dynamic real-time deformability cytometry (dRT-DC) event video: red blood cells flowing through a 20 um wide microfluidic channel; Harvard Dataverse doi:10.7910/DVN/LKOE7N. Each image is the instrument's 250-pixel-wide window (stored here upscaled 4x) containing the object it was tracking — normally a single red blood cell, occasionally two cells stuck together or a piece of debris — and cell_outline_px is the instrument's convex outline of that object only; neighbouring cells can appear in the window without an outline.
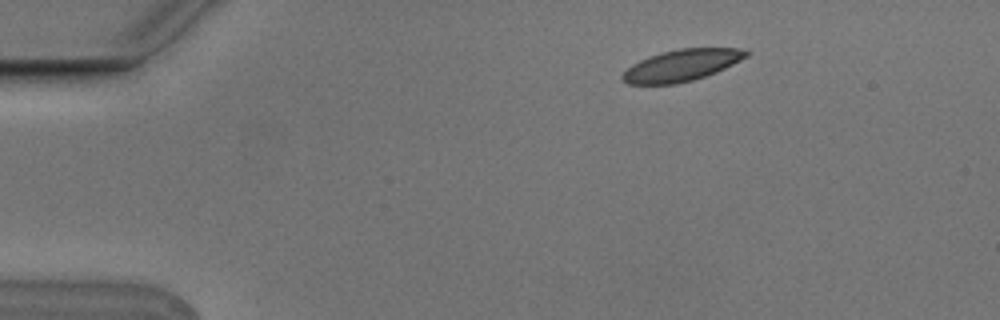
{"species": "Egyptian fruit bat (a non-hibernating species)", "species_latin": "Rousettus aegyptiacus", "temperature_condition": "cold", "stored_images_in_passage": 4, "segment_of_instrument_passage": [2, 2], "camera_frame_rate_fps": 3000, "um_per_image_px": 0.085, "animal": {"sex": "male"}, "frame": {"image": 1, "passage_image": 4, "time_ms": 1.0, "image_size_px": [1000, 320], "cell_outline_px": [[752, 52], [748, 56], [716, 72], [692, 80], [676, 84], [628, 84], [620, 76], [632, 64], [648, 56], [660, 52], [676, 48], [748, 48]], "centroid_in_image_um": [57.97, 5.53], "position_along_channel_um": 27.0, "area_um2": 22.89}}